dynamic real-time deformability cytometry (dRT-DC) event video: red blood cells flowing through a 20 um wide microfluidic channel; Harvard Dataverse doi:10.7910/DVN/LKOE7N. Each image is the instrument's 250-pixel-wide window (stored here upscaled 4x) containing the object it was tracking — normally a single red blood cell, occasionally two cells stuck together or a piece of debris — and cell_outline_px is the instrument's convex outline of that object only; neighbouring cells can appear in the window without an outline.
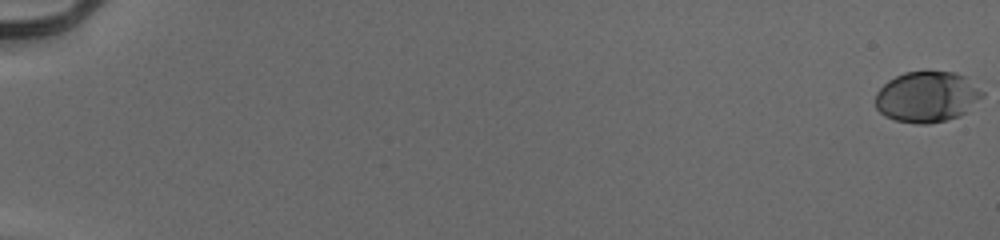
{"species": "human", "species_latin": "Homo sapiens", "temperature_condition": "cold", "stored_images_in_passage": 56, "camera_frame_rate_fps": 3000, "um_per_image_px": 0.085, "donor": {"sex": "male"}, "frame": {"image": 1, "passage_image": 1, "time_ms": 0.0, "image_size_px": [1000, 240], "cell_outline_px": [[984, 96], [960, 116], [928, 124], [916, 124], [896, 120], [884, 116], [876, 108], [876, 92], [888, 80], [904, 72], [928, 68], [956, 72], [964, 76], [984, 92]], "centroid_in_image_um": [78.79, 8.18], "position_along_channel_um": 6.2, "area_um2": 32.25}}
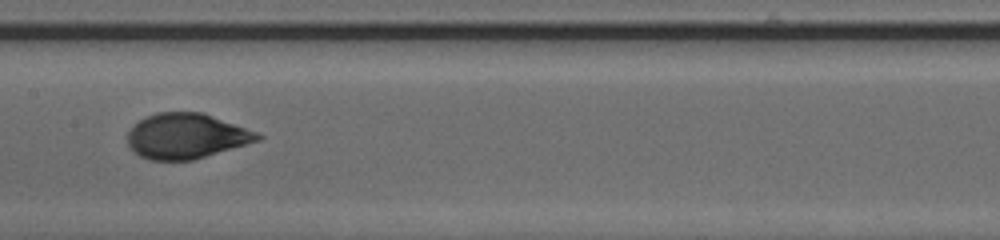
{"frame": {"image": 2, "passage_image": 32, "time_ms": 10.333, "image_size_px": [1000, 240], "cell_outline_px": [[264, 136], [260, 140], [192, 160], [152, 160], [140, 156], [132, 152], [128, 148], [128, 132], [144, 116], [156, 112], [200, 112], [260, 132]], "centroid_in_image_um": [15.83, 11.56], "position_along_channel_um": 191.6, "area_um2": 34.28}}
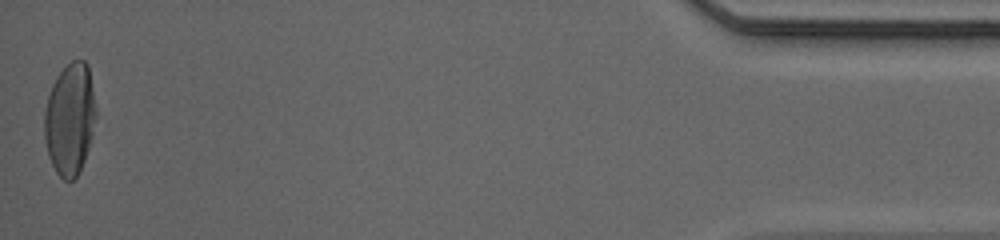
{"frame": {"image": 3, "passage_image": 56, "time_ms": 18.333, "image_size_px": [1000, 240], "cell_outline_px": [[96, 116], [92, 136], [80, 172], [72, 180], [64, 180], [56, 172], [48, 156], [44, 136], [44, 112], [48, 96], [52, 84], [56, 76], [72, 60], [84, 60], [88, 64], [96, 108]], "centroid_in_image_um": [5.94, 10.12], "position_along_channel_um": 429.3, "area_um2": 33.7}, "authors_computed_cell_mechanics": {"area_um2": 32.657, "velocity_mm_per_s": 3.9589, "shape_relaxation_time_tau1_ms": 4.0947, "shape_relaxation_time_tau2_ms": null, "deformation_change_tau1": 0.1848, "deformation_change_tau2": null}}